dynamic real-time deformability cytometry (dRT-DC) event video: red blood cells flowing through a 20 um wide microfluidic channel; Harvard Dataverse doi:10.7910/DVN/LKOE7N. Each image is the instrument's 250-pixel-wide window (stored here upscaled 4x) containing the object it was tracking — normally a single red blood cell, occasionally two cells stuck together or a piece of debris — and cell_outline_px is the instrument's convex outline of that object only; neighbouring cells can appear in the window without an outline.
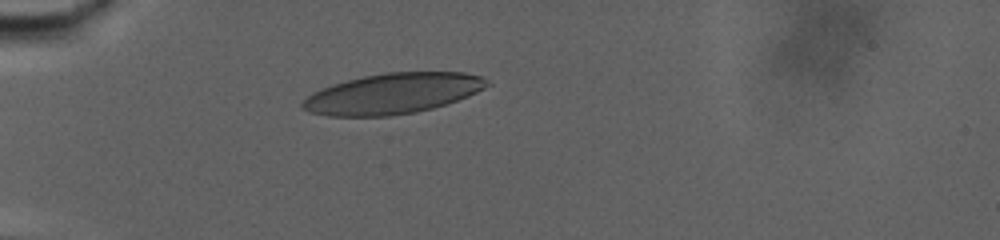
{"species": "human", "species_latin": "Homo sapiens", "temperature_condition": "warm", "stored_images_in_passage": 46, "camera_frame_rate_fps": 3000, "um_per_image_px": 0.085, "donor": {"sex": "male"}, "frame": {"image": 1, "passage_image": 2, "time_ms": 0.333, "image_size_px": [1000, 240], "cell_outline_px": [[492, 84], [468, 96], [432, 108], [416, 112], [388, 116], [328, 116], [308, 112], [300, 104], [312, 92], [332, 84], [364, 76], [388, 72], [464, 72], [480, 76], [488, 80]], "centroid_in_image_um": [33.38, 7.95], "position_along_channel_um": 51.6, "area_um2": 43.41}}
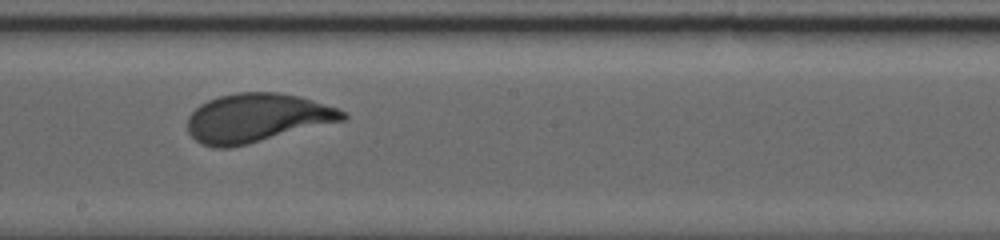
{"frame": {"image": 2, "passage_image": 23, "time_ms": 7.333, "image_size_px": [1000, 240], "cell_outline_px": [[348, 116], [344, 120], [248, 144], [228, 148], [212, 148], [200, 144], [188, 132], [188, 116], [200, 104], [208, 100], [220, 96], [236, 92], [276, 92], [300, 96], [336, 108], [344, 112]], "centroid_in_image_um": [21.8, 10.03], "position_along_channel_um": 226.4, "area_um2": 43.93}}
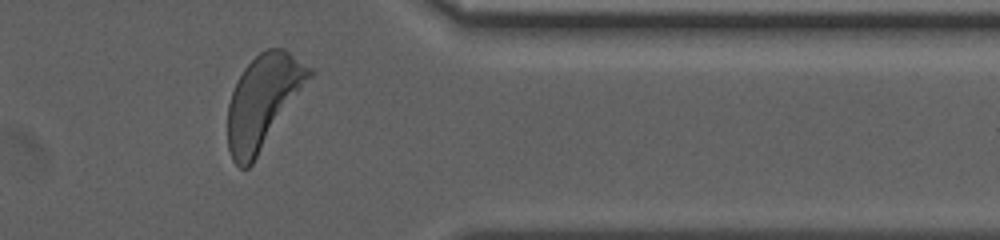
{"frame": {"image": 3, "passage_image": 41, "time_ms": 13.333, "image_size_px": [1000, 240], "cell_outline_px": [[316, 72], [252, 164], [248, 168], [240, 168], [232, 160], [228, 148], [228, 104], [232, 92], [244, 68], [260, 52], [268, 48], [284, 48], [312, 68]], "centroid_in_image_um": [22.39, 8.61], "position_along_channel_um": 389.0, "area_um2": 44.1}, "authors_computed_cell_mechanics": {"area_um2": 43.8413, "velocity_mm_per_s": 2.8674, "shape_relaxation_time_tau1_ms": 4.4838, "shape_relaxation_time_tau2_ms": null, "deformation_change_tau1": 0.1845, "deformation_change_tau2": null}}